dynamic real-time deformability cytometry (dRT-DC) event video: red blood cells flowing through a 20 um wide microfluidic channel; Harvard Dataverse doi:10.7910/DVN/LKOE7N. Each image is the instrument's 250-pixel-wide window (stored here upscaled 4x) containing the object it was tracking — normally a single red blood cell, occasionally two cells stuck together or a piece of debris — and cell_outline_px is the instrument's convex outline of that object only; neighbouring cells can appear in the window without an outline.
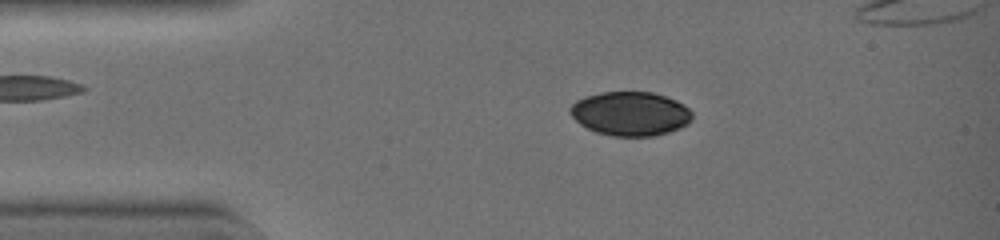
{"species": "common noctule bat (a hibernating species)", "species_latin": "Nyctalus noctula", "temperature_condition": "warm", "stored_images_in_passage": 17, "camera_frame_rate_fps": 3000, "um_per_image_px": 0.085, "animal": {"sex": "female", "body_mass_g": 19.0, "forearm_length_mm": 51.5}, "frame": {"image": 1, "passage_image": 4, "time_ms": 1.0, "image_size_px": [1000, 240], "cell_outline_px": [[692, 120], [688, 124], [680, 128], [668, 132], [652, 136], [612, 136], [596, 132], [580, 124], [572, 116], [572, 104], [576, 100], [588, 96], [604, 92], [652, 92], [676, 100], [684, 104], [692, 112]], "centroid_in_image_um": [53.62, 9.67], "position_along_channel_um": 31.4, "area_um2": 31.1}}
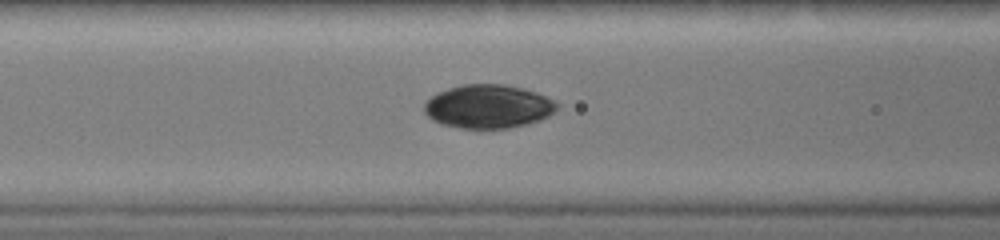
{"frame": {"image": 2, "passage_image": 13, "time_ms": 4.0, "image_size_px": [1000, 240], "cell_outline_px": [[556, 108], [548, 116], [540, 120], [528, 124], [508, 128], [460, 128], [440, 124], [432, 120], [424, 112], [424, 104], [432, 96], [448, 88], [464, 84], [504, 84], [524, 88], [536, 92], [552, 100], [556, 104]], "centroid_in_image_um": [41.47, 9.05], "position_along_channel_um": 125.1, "area_um2": 33.52}}
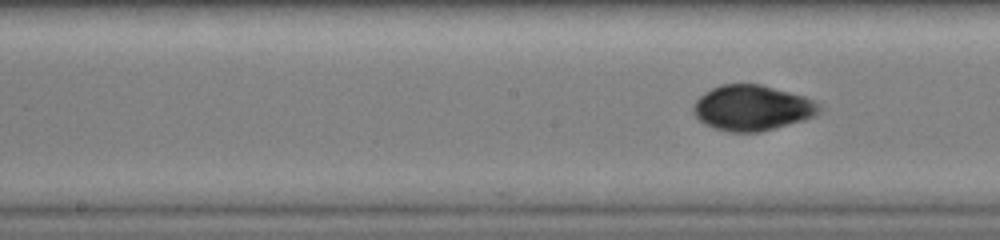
{"frame": {"image": 3, "passage_image": 17, "time_ms": 5.333, "image_size_px": [1000, 240], "cell_outline_px": [[820, 108], [812, 116], [804, 120], [776, 128], [760, 132], [728, 132], [704, 124], [696, 116], [692, 108], [696, 100], [704, 92], [720, 84], [760, 84], [804, 96], [812, 100]], "centroid_in_image_um": [63.88, 9.17], "position_along_channel_um": 184.3, "area_um2": 33.0}}